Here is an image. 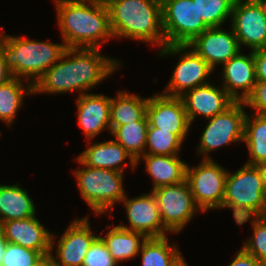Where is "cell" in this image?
I'll use <instances>...</instances> for the list:
<instances>
[{
	"instance_id": "cell-1",
	"label": "cell",
	"mask_w": 266,
	"mask_h": 266,
	"mask_svg": "<svg viewBox=\"0 0 266 266\" xmlns=\"http://www.w3.org/2000/svg\"><path fill=\"white\" fill-rule=\"evenodd\" d=\"M119 61L101 55L100 48H66L60 59L33 85V95L79 90V95L85 94L117 71L121 66Z\"/></svg>"
},
{
	"instance_id": "cell-2",
	"label": "cell",
	"mask_w": 266,
	"mask_h": 266,
	"mask_svg": "<svg viewBox=\"0 0 266 266\" xmlns=\"http://www.w3.org/2000/svg\"><path fill=\"white\" fill-rule=\"evenodd\" d=\"M67 48H100L113 38L107 4L92 0H54Z\"/></svg>"
},
{
	"instance_id": "cell-3",
	"label": "cell",
	"mask_w": 266,
	"mask_h": 266,
	"mask_svg": "<svg viewBox=\"0 0 266 266\" xmlns=\"http://www.w3.org/2000/svg\"><path fill=\"white\" fill-rule=\"evenodd\" d=\"M107 7L113 39L122 37L165 46L161 0H110Z\"/></svg>"
},
{
	"instance_id": "cell-4",
	"label": "cell",
	"mask_w": 266,
	"mask_h": 266,
	"mask_svg": "<svg viewBox=\"0 0 266 266\" xmlns=\"http://www.w3.org/2000/svg\"><path fill=\"white\" fill-rule=\"evenodd\" d=\"M0 47L13 77L26 79L32 85L60 59L67 48L65 43L35 41L1 32Z\"/></svg>"
},
{
	"instance_id": "cell-5",
	"label": "cell",
	"mask_w": 266,
	"mask_h": 266,
	"mask_svg": "<svg viewBox=\"0 0 266 266\" xmlns=\"http://www.w3.org/2000/svg\"><path fill=\"white\" fill-rule=\"evenodd\" d=\"M265 206L263 182L256 165L246 163L234 173L228 171L221 209H232L237 223L246 217L260 216Z\"/></svg>"
},
{
	"instance_id": "cell-6",
	"label": "cell",
	"mask_w": 266,
	"mask_h": 266,
	"mask_svg": "<svg viewBox=\"0 0 266 266\" xmlns=\"http://www.w3.org/2000/svg\"><path fill=\"white\" fill-rule=\"evenodd\" d=\"M80 195L98 216L112 210L126 196L123 173L90 166L74 170Z\"/></svg>"
},
{
	"instance_id": "cell-7",
	"label": "cell",
	"mask_w": 266,
	"mask_h": 266,
	"mask_svg": "<svg viewBox=\"0 0 266 266\" xmlns=\"http://www.w3.org/2000/svg\"><path fill=\"white\" fill-rule=\"evenodd\" d=\"M165 45H188L210 28L193 0H161Z\"/></svg>"
},
{
	"instance_id": "cell-8",
	"label": "cell",
	"mask_w": 266,
	"mask_h": 266,
	"mask_svg": "<svg viewBox=\"0 0 266 266\" xmlns=\"http://www.w3.org/2000/svg\"><path fill=\"white\" fill-rule=\"evenodd\" d=\"M159 54L160 57L181 54L169 84L165 87L164 95L181 97L195 87L210 83L207 79L214 70L190 46L165 45L161 48Z\"/></svg>"
},
{
	"instance_id": "cell-9",
	"label": "cell",
	"mask_w": 266,
	"mask_h": 266,
	"mask_svg": "<svg viewBox=\"0 0 266 266\" xmlns=\"http://www.w3.org/2000/svg\"><path fill=\"white\" fill-rule=\"evenodd\" d=\"M228 170L213 159H202L200 164L186 167V181L201 212L221 209Z\"/></svg>"
},
{
	"instance_id": "cell-10",
	"label": "cell",
	"mask_w": 266,
	"mask_h": 266,
	"mask_svg": "<svg viewBox=\"0 0 266 266\" xmlns=\"http://www.w3.org/2000/svg\"><path fill=\"white\" fill-rule=\"evenodd\" d=\"M151 192L157 201L161 221L169 233L181 232L192 217L194 218V214L201 211L186 180L179 184L158 187Z\"/></svg>"
},
{
	"instance_id": "cell-11",
	"label": "cell",
	"mask_w": 266,
	"mask_h": 266,
	"mask_svg": "<svg viewBox=\"0 0 266 266\" xmlns=\"http://www.w3.org/2000/svg\"><path fill=\"white\" fill-rule=\"evenodd\" d=\"M244 106V102H235L225 112L208 119L197 147L203 159H212L207 153L219 147L244 141Z\"/></svg>"
},
{
	"instance_id": "cell-12",
	"label": "cell",
	"mask_w": 266,
	"mask_h": 266,
	"mask_svg": "<svg viewBox=\"0 0 266 266\" xmlns=\"http://www.w3.org/2000/svg\"><path fill=\"white\" fill-rule=\"evenodd\" d=\"M230 23L240 48L243 45L253 51L266 47L265 0H235Z\"/></svg>"
},
{
	"instance_id": "cell-13",
	"label": "cell",
	"mask_w": 266,
	"mask_h": 266,
	"mask_svg": "<svg viewBox=\"0 0 266 266\" xmlns=\"http://www.w3.org/2000/svg\"><path fill=\"white\" fill-rule=\"evenodd\" d=\"M146 115L151 127L175 133L182 141L191 128L180 97L156 94L149 97Z\"/></svg>"
},
{
	"instance_id": "cell-14",
	"label": "cell",
	"mask_w": 266,
	"mask_h": 266,
	"mask_svg": "<svg viewBox=\"0 0 266 266\" xmlns=\"http://www.w3.org/2000/svg\"><path fill=\"white\" fill-rule=\"evenodd\" d=\"M209 66L215 70L217 65H223L241 51L234 30L211 27L198 35L188 44Z\"/></svg>"
},
{
	"instance_id": "cell-15",
	"label": "cell",
	"mask_w": 266,
	"mask_h": 266,
	"mask_svg": "<svg viewBox=\"0 0 266 266\" xmlns=\"http://www.w3.org/2000/svg\"><path fill=\"white\" fill-rule=\"evenodd\" d=\"M99 237L92 233L88 218L75 219L57 241L56 266H82L93 242Z\"/></svg>"
},
{
	"instance_id": "cell-16",
	"label": "cell",
	"mask_w": 266,
	"mask_h": 266,
	"mask_svg": "<svg viewBox=\"0 0 266 266\" xmlns=\"http://www.w3.org/2000/svg\"><path fill=\"white\" fill-rule=\"evenodd\" d=\"M127 215L129 226L118 225L126 230L143 233L147 238L164 237L168 230L164 227L157 201L150 191L135 198L129 199L127 195L122 201Z\"/></svg>"
},
{
	"instance_id": "cell-17",
	"label": "cell",
	"mask_w": 266,
	"mask_h": 266,
	"mask_svg": "<svg viewBox=\"0 0 266 266\" xmlns=\"http://www.w3.org/2000/svg\"><path fill=\"white\" fill-rule=\"evenodd\" d=\"M180 98L190 124L198 115L205 119L212 118L225 112L236 102L222 86H214L211 83L195 87Z\"/></svg>"
},
{
	"instance_id": "cell-18",
	"label": "cell",
	"mask_w": 266,
	"mask_h": 266,
	"mask_svg": "<svg viewBox=\"0 0 266 266\" xmlns=\"http://www.w3.org/2000/svg\"><path fill=\"white\" fill-rule=\"evenodd\" d=\"M222 68L223 84L221 86L236 102H244L256 84L253 51L248 55L238 52L223 64Z\"/></svg>"
},
{
	"instance_id": "cell-19",
	"label": "cell",
	"mask_w": 266,
	"mask_h": 266,
	"mask_svg": "<svg viewBox=\"0 0 266 266\" xmlns=\"http://www.w3.org/2000/svg\"><path fill=\"white\" fill-rule=\"evenodd\" d=\"M76 100L77 121L89 143L105 129L109 130L111 133L110 96L85 93L79 95Z\"/></svg>"
},
{
	"instance_id": "cell-20",
	"label": "cell",
	"mask_w": 266,
	"mask_h": 266,
	"mask_svg": "<svg viewBox=\"0 0 266 266\" xmlns=\"http://www.w3.org/2000/svg\"><path fill=\"white\" fill-rule=\"evenodd\" d=\"M7 242L39 251L42 255L51 252V235L36 216L3 222Z\"/></svg>"
},
{
	"instance_id": "cell-21",
	"label": "cell",
	"mask_w": 266,
	"mask_h": 266,
	"mask_svg": "<svg viewBox=\"0 0 266 266\" xmlns=\"http://www.w3.org/2000/svg\"><path fill=\"white\" fill-rule=\"evenodd\" d=\"M126 159L129 160L132 169H136V161L126 149L115 140H109L92 143L77 156L76 161L82 166L109 169L123 173L124 166L122 163Z\"/></svg>"
},
{
	"instance_id": "cell-22",
	"label": "cell",
	"mask_w": 266,
	"mask_h": 266,
	"mask_svg": "<svg viewBox=\"0 0 266 266\" xmlns=\"http://www.w3.org/2000/svg\"><path fill=\"white\" fill-rule=\"evenodd\" d=\"M140 159L145 162L146 172L153 179L154 190L161 186L175 185L182 183L186 179L187 164L179 155H154L144 154Z\"/></svg>"
},
{
	"instance_id": "cell-23",
	"label": "cell",
	"mask_w": 266,
	"mask_h": 266,
	"mask_svg": "<svg viewBox=\"0 0 266 266\" xmlns=\"http://www.w3.org/2000/svg\"><path fill=\"white\" fill-rule=\"evenodd\" d=\"M18 184H0V222L36 216V207L27 190Z\"/></svg>"
},
{
	"instance_id": "cell-24",
	"label": "cell",
	"mask_w": 266,
	"mask_h": 266,
	"mask_svg": "<svg viewBox=\"0 0 266 266\" xmlns=\"http://www.w3.org/2000/svg\"><path fill=\"white\" fill-rule=\"evenodd\" d=\"M99 237L117 264L137 257L140 254L142 244L147 239L143 233L126 230L118 225L109 229L106 237L100 235Z\"/></svg>"
},
{
	"instance_id": "cell-25",
	"label": "cell",
	"mask_w": 266,
	"mask_h": 266,
	"mask_svg": "<svg viewBox=\"0 0 266 266\" xmlns=\"http://www.w3.org/2000/svg\"><path fill=\"white\" fill-rule=\"evenodd\" d=\"M149 98H142L138 94L119 91L116 98L111 97L110 129L139 121L146 115Z\"/></svg>"
},
{
	"instance_id": "cell-26",
	"label": "cell",
	"mask_w": 266,
	"mask_h": 266,
	"mask_svg": "<svg viewBox=\"0 0 266 266\" xmlns=\"http://www.w3.org/2000/svg\"><path fill=\"white\" fill-rule=\"evenodd\" d=\"M24 79L13 77L8 82L0 85V121L11 126L16 113L23 104L24 95L33 94V85Z\"/></svg>"
},
{
	"instance_id": "cell-27",
	"label": "cell",
	"mask_w": 266,
	"mask_h": 266,
	"mask_svg": "<svg viewBox=\"0 0 266 266\" xmlns=\"http://www.w3.org/2000/svg\"><path fill=\"white\" fill-rule=\"evenodd\" d=\"M167 236L147 238L141 246L142 266H175L182 258L176 243Z\"/></svg>"
},
{
	"instance_id": "cell-28",
	"label": "cell",
	"mask_w": 266,
	"mask_h": 266,
	"mask_svg": "<svg viewBox=\"0 0 266 266\" xmlns=\"http://www.w3.org/2000/svg\"><path fill=\"white\" fill-rule=\"evenodd\" d=\"M251 113L244 121V143L250 156L247 164L257 166L266 162V115Z\"/></svg>"
},
{
	"instance_id": "cell-29",
	"label": "cell",
	"mask_w": 266,
	"mask_h": 266,
	"mask_svg": "<svg viewBox=\"0 0 266 266\" xmlns=\"http://www.w3.org/2000/svg\"><path fill=\"white\" fill-rule=\"evenodd\" d=\"M148 118L145 115L139 121H133L125 125L116 126L111 130L112 136L117 143L121 144L126 151L137 161L144 155L147 131Z\"/></svg>"
},
{
	"instance_id": "cell-30",
	"label": "cell",
	"mask_w": 266,
	"mask_h": 266,
	"mask_svg": "<svg viewBox=\"0 0 266 266\" xmlns=\"http://www.w3.org/2000/svg\"><path fill=\"white\" fill-rule=\"evenodd\" d=\"M182 145L183 141L175 133L148 125L144 154L179 155Z\"/></svg>"
},
{
	"instance_id": "cell-31",
	"label": "cell",
	"mask_w": 266,
	"mask_h": 266,
	"mask_svg": "<svg viewBox=\"0 0 266 266\" xmlns=\"http://www.w3.org/2000/svg\"><path fill=\"white\" fill-rule=\"evenodd\" d=\"M197 5L199 17L211 27H220L227 18L232 17L235 0H193Z\"/></svg>"
},
{
	"instance_id": "cell-32",
	"label": "cell",
	"mask_w": 266,
	"mask_h": 266,
	"mask_svg": "<svg viewBox=\"0 0 266 266\" xmlns=\"http://www.w3.org/2000/svg\"><path fill=\"white\" fill-rule=\"evenodd\" d=\"M250 219L253 226V236L249 239L247 238L242 248L260 261L263 266H266V222L259 216H255L254 218H243L237 224L244 225Z\"/></svg>"
},
{
	"instance_id": "cell-33",
	"label": "cell",
	"mask_w": 266,
	"mask_h": 266,
	"mask_svg": "<svg viewBox=\"0 0 266 266\" xmlns=\"http://www.w3.org/2000/svg\"><path fill=\"white\" fill-rule=\"evenodd\" d=\"M41 255L39 251L7 242L1 266H33Z\"/></svg>"
},
{
	"instance_id": "cell-34",
	"label": "cell",
	"mask_w": 266,
	"mask_h": 266,
	"mask_svg": "<svg viewBox=\"0 0 266 266\" xmlns=\"http://www.w3.org/2000/svg\"><path fill=\"white\" fill-rule=\"evenodd\" d=\"M82 266H118L105 243L98 237L88 250Z\"/></svg>"
},
{
	"instance_id": "cell-35",
	"label": "cell",
	"mask_w": 266,
	"mask_h": 266,
	"mask_svg": "<svg viewBox=\"0 0 266 266\" xmlns=\"http://www.w3.org/2000/svg\"><path fill=\"white\" fill-rule=\"evenodd\" d=\"M245 107L255 109V114L266 115V81H256L252 93L244 101Z\"/></svg>"
},
{
	"instance_id": "cell-36",
	"label": "cell",
	"mask_w": 266,
	"mask_h": 266,
	"mask_svg": "<svg viewBox=\"0 0 266 266\" xmlns=\"http://www.w3.org/2000/svg\"><path fill=\"white\" fill-rule=\"evenodd\" d=\"M256 81H266V47L253 50Z\"/></svg>"
},
{
	"instance_id": "cell-37",
	"label": "cell",
	"mask_w": 266,
	"mask_h": 266,
	"mask_svg": "<svg viewBox=\"0 0 266 266\" xmlns=\"http://www.w3.org/2000/svg\"><path fill=\"white\" fill-rule=\"evenodd\" d=\"M229 266H263L254 256L241 248Z\"/></svg>"
},
{
	"instance_id": "cell-38",
	"label": "cell",
	"mask_w": 266,
	"mask_h": 266,
	"mask_svg": "<svg viewBox=\"0 0 266 266\" xmlns=\"http://www.w3.org/2000/svg\"><path fill=\"white\" fill-rule=\"evenodd\" d=\"M54 237H56V236H55V234L52 233V235H51V252L41 255L37 259V261L34 263L33 266H56L54 258H53V254H52V251L54 248L53 243L55 242L53 240Z\"/></svg>"
},
{
	"instance_id": "cell-39",
	"label": "cell",
	"mask_w": 266,
	"mask_h": 266,
	"mask_svg": "<svg viewBox=\"0 0 266 266\" xmlns=\"http://www.w3.org/2000/svg\"><path fill=\"white\" fill-rule=\"evenodd\" d=\"M12 78L13 75L11 71L7 68L5 56L2 51V48L0 47V85L8 82Z\"/></svg>"
},
{
	"instance_id": "cell-40",
	"label": "cell",
	"mask_w": 266,
	"mask_h": 266,
	"mask_svg": "<svg viewBox=\"0 0 266 266\" xmlns=\"http://www.w3.org/2000/svg\"><path fill=\"white\" fill-rule=\"evenodd\" d=\"M5 234H4V226L3 223L0 222V266L2 265V259L4 257V253L6 250Z\"/></svg>"
},
{
	"instance_id": "cell-41",
	"label": "cell",
	"mask_w": 266,
	"mask_h": 266,
	"mask_svg": "<svg viewBox=\"0 0 266 266\" xmlns=\"http://www.w3.org/2000/svg\"><path fill=\"white\" fill-rule=\"evenodd\" d=\"M257 167L260 170V175L263 182L264 196L266 199V162L258 164Z\"/></svg>"
},
{
	"instance_id": "cell-42",
	"label": "cell",
	"mask_w": 266,
	"mask_h": 266,
	"mask_svg": "<svg viewBox=\"0 0 266 266\" xmlns=\"http://www.w3.org/2000/svg\"><path fill=\"white\" fill-rule=\"evenodd\" d=\"M261 219H263L266 222V206L263 209L262 213L259 216Z\"/></svg>"
},
{
	"instance_id": "cell-43",
	"label": "cell",
	"mask_w": 266,
	"mask_h": 266,
	"mask_svg": "<svg viewBox=\"0 0 266 266\" xmlns=\"http://www.w3.org/2000/svg\"><path fill=\"white\" fill-rule=\"evenodd\" d=\"M175 266H188L185 260L182 258Z\"/></svg>"
},
{
	"instance_id": "cell-44",
	"label": "cell",
	"mask_w": 266,
	"mask_h": 266,
	"mask_svg": "<svg viewBox=\"0 0 266 266\" xmlns=\"http://www.w3.org/2000/svg\"><path fill=\"white\" fill-rule=\"evenodd\" d=\"M92 1L107 4L110 0H92Z\"/></svg>"
}]
</instances>
